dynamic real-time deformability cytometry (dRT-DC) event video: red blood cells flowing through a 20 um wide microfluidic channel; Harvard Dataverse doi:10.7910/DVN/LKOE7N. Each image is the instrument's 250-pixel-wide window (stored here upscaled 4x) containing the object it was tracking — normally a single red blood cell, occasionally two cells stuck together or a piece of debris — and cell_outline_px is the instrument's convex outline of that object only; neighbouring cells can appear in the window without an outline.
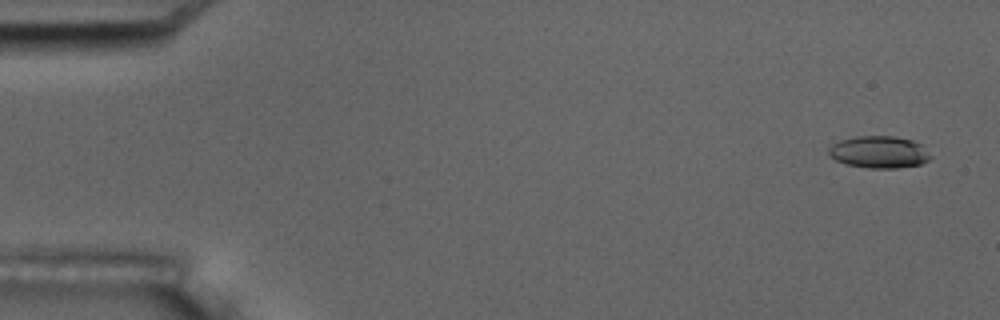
{"species": "common noctule bat (a hibernating species)", "species_latin": "Nyctalus noctula", "temperature_condition": "room temperature", "stored_images_in_passage": 5, "camera_frame_rate_fps": 3000, "um_per_image_px": 0.085, "animal": {"sex": "male", "body_mass_g": 17.5, "forearm_length_mm": 52.3}, "frame": {"image": 1, "passage_image": 1, "time_ms": 0.0, "image_size_px": [1000, 320], "cell_outline_px": [[932, 156], [928, 160], [920, 164], [896, 168], [868, 168], [844, 164], [836, 160], [828, 152], [828, 148], [832, 144], [840, 140], [856, 136], [892, 136], [912, 140], [920, 144]], "centroid_in_image_um": [74.7, 12.92], "position_along_channel_um": 10.3, "area_um2": 18.96}}
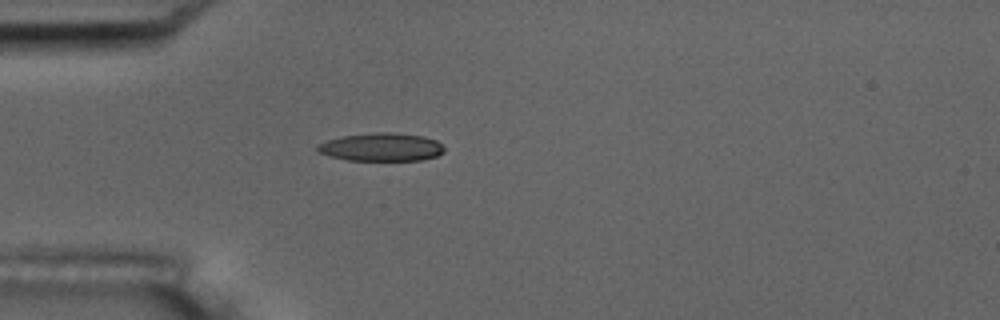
{"frame": {"image": 2, "passage_image": 5, "time_ms": 4.667, "image_size_px": [1000, 320], "cell_outline_px": [[444, 152], [436, 156], [420, 160], [348, 160], [328, 156], [316, 152], [316, 144], [328, 140], [344, 136], [376, 132], [392, 132], [424, 136], [436, 140], [444, 148]], "centroid_in_image_um": [32.38, 12.5], "position_along_channel_um": 52.6, "area_um2": 20.81}}